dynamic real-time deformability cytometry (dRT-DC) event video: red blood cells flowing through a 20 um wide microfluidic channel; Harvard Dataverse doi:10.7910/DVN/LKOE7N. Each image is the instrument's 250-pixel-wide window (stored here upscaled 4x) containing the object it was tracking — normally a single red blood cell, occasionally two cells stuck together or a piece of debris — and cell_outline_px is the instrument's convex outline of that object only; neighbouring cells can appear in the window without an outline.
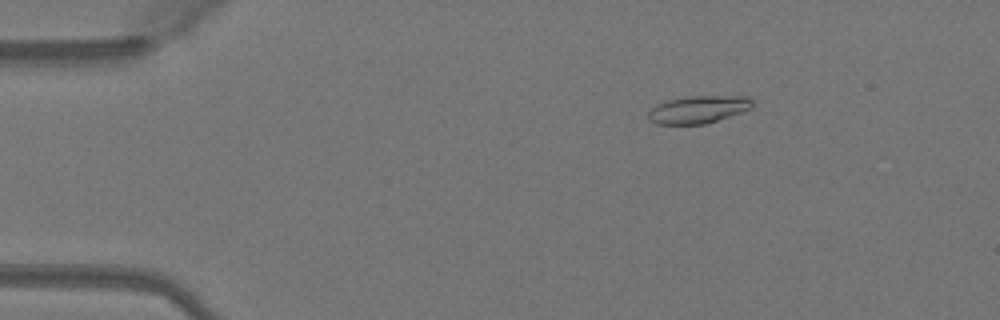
{"species": "Egyptian fruit bat (a non-hibernating species)", "species_latin": "Rousettus aegyptiacus", "temperature_condition": "warm", "stored_images_in_passage": 50, "camera_frame_rate_fps": 3000, "um_per_image_px": 0.085, "animal": {"sex": "female"}, "frame": {"image": 1, "passage_image": 8, "time_ms": 2.333, "image_size_px": [1000, 320], "cell_outline_px": [[752, 108], [744, 112], [704, 124], [656, 124], [648, 120], [648, 112], [656, 104], [664, 100], [692, 96], [748, 96], [752, 100]], "centroid_in_image_um": [59.34, 9.3], "position_along_channel_um": 25.7, "area_um2": 16.88}}
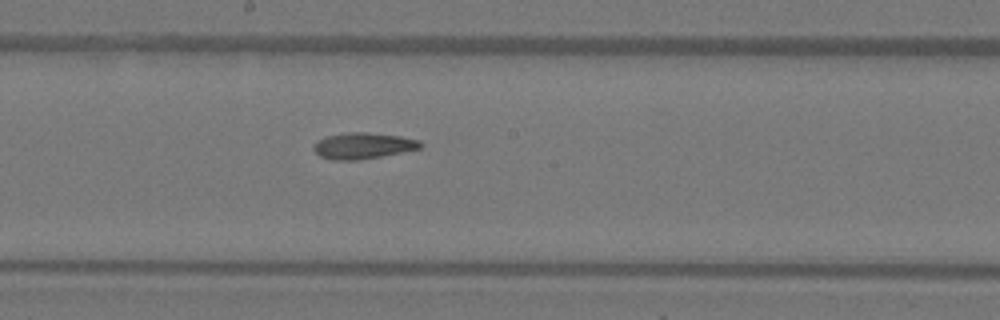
{"frame": {"image": 2, "passage_image": 27, "time_ms": 8.667, "image_size_px": [1000, 320], "cell_outline_px": [[424, 144], [420, 148], [380, 156], [356, 160], [332, 160], [320, 156], [312, 148], [316, 140], [328, 136], [348, 132], [368, 132], [400, 136], [420, 140]], "centroid_in_image_um": [30.84, 12.38], "position_along_channel_um": 217.4, "area_um2": 16.18}}
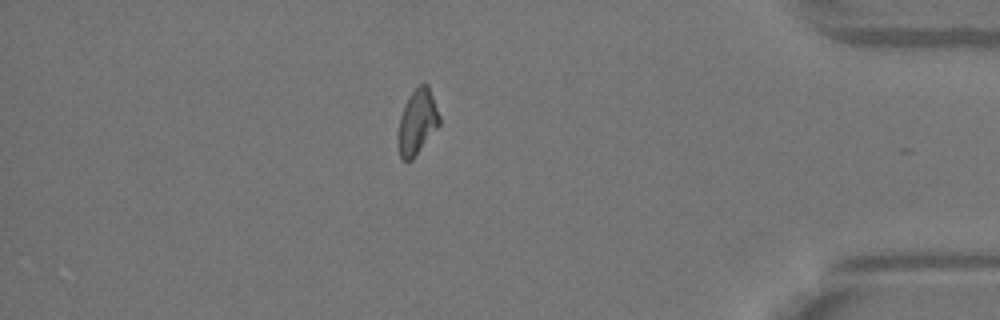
{"frame": {"image": 3, "passage_image": 43, "time_ms": 14.0, "image_size_px": [1000, 320], "cell_outline_px": [[440, 124], [412, 160], [400, 160], [400, 116], [412, 92], [420, 84], [428, 84], [440, 116]], "centroid_in_image_um": [35.51, 10.36], "position_along_channel_um": 399.7, "area_um2": 14.97}, "authors_computed_cell_mechanics": {"area_um2": 16.184, "velocity_mm_per_s": 4.12, "shape_relaxation_time_tau1_ms": null, "shape_relaxation_time_tau2_ms": 4.6386, "deformation_change_tau1": null, "deformation_change_tau2": 0.1083}}